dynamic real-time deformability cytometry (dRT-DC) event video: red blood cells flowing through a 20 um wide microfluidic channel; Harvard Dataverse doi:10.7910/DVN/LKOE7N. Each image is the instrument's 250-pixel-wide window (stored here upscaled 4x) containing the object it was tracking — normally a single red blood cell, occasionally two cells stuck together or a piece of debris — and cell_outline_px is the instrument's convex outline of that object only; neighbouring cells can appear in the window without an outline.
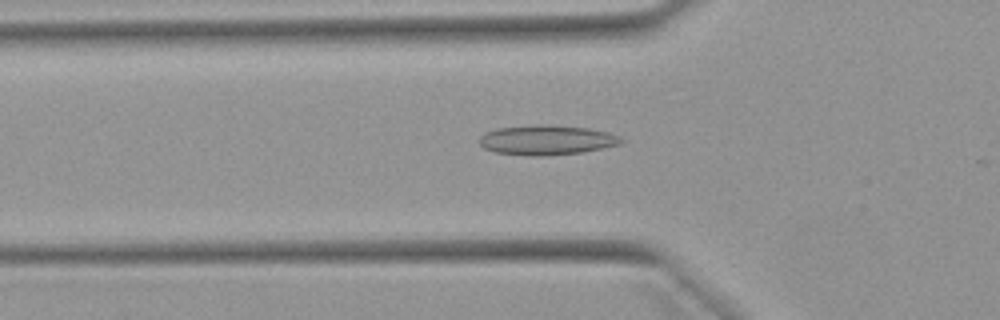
{"species": "Egyptian fruit bat (a non-hibernating species)", "species_latin": "Rousettus aegyptiacus", "temperature_condition": "warm", "stored_images_in_passage": 30, "camera_frame_rate_fps": 3000, "um_per_image_px": 0.085, "animal": {"sex": "female"}, "frame": {"image": 1, "passage_image": 4, "time_ms": 1.0, "image_size_px": [1000, 320], "cell_outline_px": [[624, 140], [620, 144], [584, 152], [548, 156], [528, 156], [496, 152], [484, 148], [480, 144], [480, 136], [484, 132], [496, 128], [536, 124], [544, 124], [588, 128], [608, 132], [620, 136]], "centroid_in_image_um": [46.46, 11.9], "position_along_channel_um": 79.3, "area_um2": 24.85}}
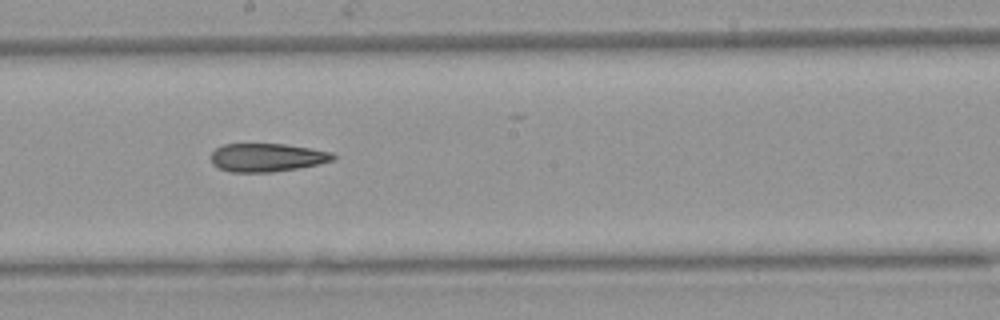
{"frame": {"image": 2, "passage_image": 15, "time_ms": 4.667, "image_size_px": [1000, 320], "cell_outline_px": [[336, 160], [300, 168], [272, 172], [228, 172], [212, 164], [212, 152], [216, 148], [224, 144], [284, 144], [332, 152], [336, 156]], "centroid_in_image_um": [22.71, 13.39], "position_along_channel_um": 225.5, "area_um2": 20.17}}
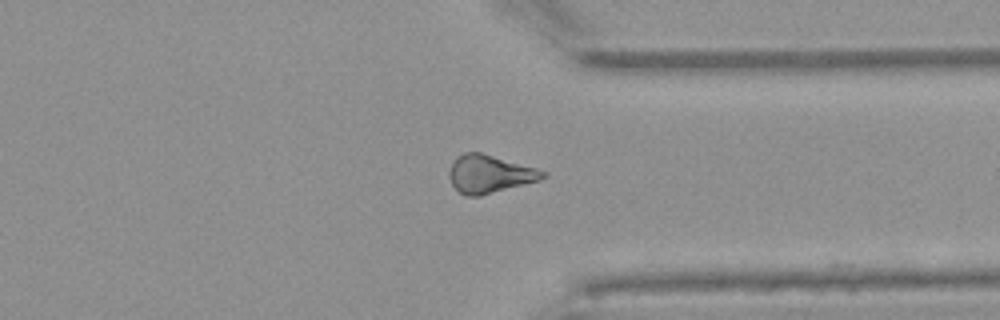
{"frame": {"image": 3, "passage_image": 26, "time_ms": 8.333, "image_size_px": [1000, 320], "cell_outline_px": [[548, 176], [540, 180], [480, 196], [464, 196], [452, 184], [448, 176], [448, 172], [452, 160], [456, 156], [464, 152], [480, 152], [536, 168], [548, 172]], "centroid_in_image_um": [41.59, 14.78], "position_along_channel_um": 369.8, "area_um2": 20.81}, "authors_computed_cell_mechanics": {"area_um2": 20.8369, "velocity_mm_per_s": 3.9839, "shape_relaxation_time_tau1_ms": null, "shape_relaxation_time_tau2_ms": 10.6971, "deformation_change_tau1": null, "deformation_change_tau2": 0.229}}